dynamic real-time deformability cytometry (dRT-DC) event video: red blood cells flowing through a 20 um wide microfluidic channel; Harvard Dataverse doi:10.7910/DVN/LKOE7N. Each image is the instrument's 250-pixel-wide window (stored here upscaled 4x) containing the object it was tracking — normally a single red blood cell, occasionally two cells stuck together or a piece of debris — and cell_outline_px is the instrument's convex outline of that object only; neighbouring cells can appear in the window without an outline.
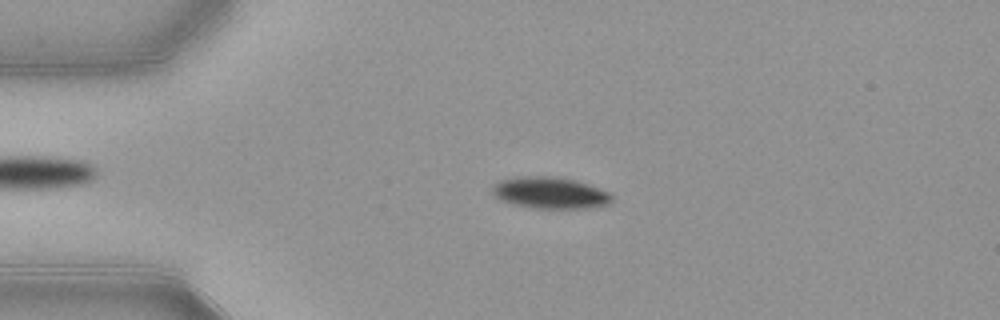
{"species": "common noctule bat (a hibernating species)", "species_latin": "Nyctalus noctula", "temperature_condition": "warm", "stored_images_in_passage": 53, "camera_frame_rate_fps": 3000, "um_per_image_px": 0.085, "animal": {"sex": "female", "body_mass_g": 21.9}, "frame": {"image": 1, "passage_image": 12, "time_ms": 3.667, "image_size_px": [1000, 320], "cell_outline_px": [[612, 200], [608, 204], [588, 208], [532, 208], [512, 204], [500, 200], [492, 196], [492, 184], [500, 180], [516, 176], [556, 176], [576, 180], [588, 184], [608, 192], [612, 196]], "centroid_in_image_um": [46.69, 16.38], "position_along_channel_um": 38.3, "area_um2": 22.25}}
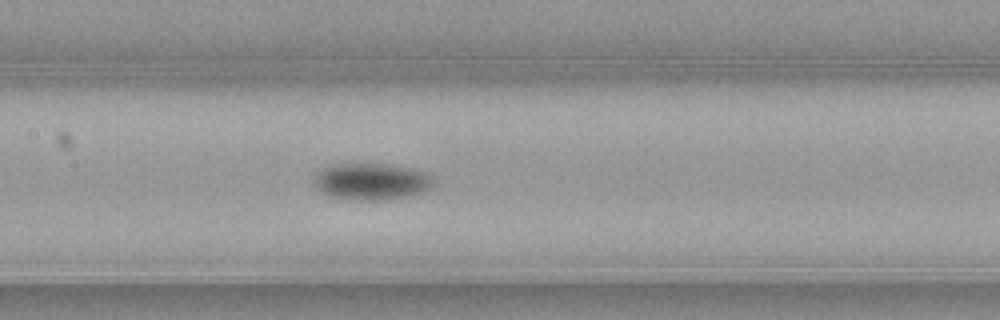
{"frame": {"image": 2, "passage_image": 25, "time_ms": 8.0, "image_size_px": [1000, 320], "cell_outline_px": [[432, 184], [424, 192], [412, 196], [388, 200], [336, 200], [328, 196], [316, 188], [312, 184], [312, 180], [324, 168], [332, 164], [388, 164], [412, 168], [424, 172], [432, 176]], "centroid_in_image_um": [31.54, 15.46], "position_along_channel_um": 175.9, "area_um2": 26.01}}
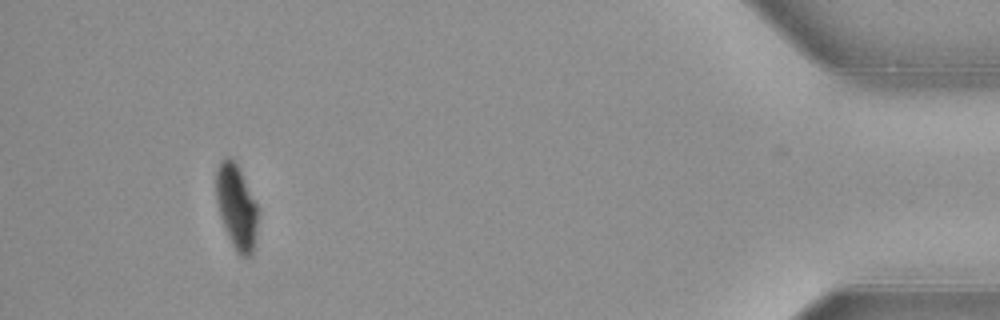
{"frame": {"image": 3, "passage_image": 49, "time_ms": 16.0, "image_size_px": [1000, 320], "cell_outline_px": [[260, 212], [256, 240], [252, 256], [240, 256], [236, 252], [224, 228], [220, 216], [216, 200], [216, 168], [220, 160], [224, 156], [228, 156], [236, 164]], "centroid_in_image_um": [20.11, 17.63], "position_along_channel_um": 415.1, "area_um2": 20.81}, "authors_computed_cell_mechanics": {"area_um2": 22.253, "velocity_mm_per_s": 3.8839, "shape_relaxation_time_tau1_ms": 2.4226, "shape_relaxation_time_tau2_ms": null, "deformation_change_tau1": 0.1069, "deformation_change_tau2": null}}